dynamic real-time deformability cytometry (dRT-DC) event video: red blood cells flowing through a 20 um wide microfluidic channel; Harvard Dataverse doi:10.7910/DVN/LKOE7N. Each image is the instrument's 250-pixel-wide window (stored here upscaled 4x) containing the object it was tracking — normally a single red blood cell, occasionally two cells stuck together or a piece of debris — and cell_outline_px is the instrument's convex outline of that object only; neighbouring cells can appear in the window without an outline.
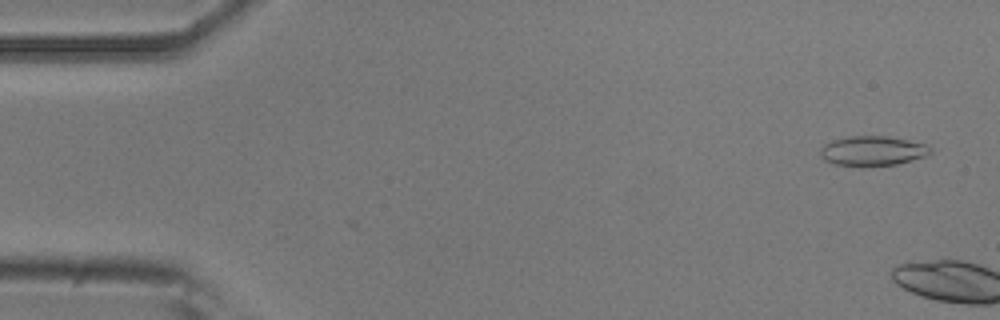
{"species": "common noctule bat (a hibernating species)", "species_latin": "Nyctalus noctula", "temperature_condition": "room temperature", "stored_images_in_passage": 6, "camera_frame_rate_fps": 3000, "um_per_image_px": 0.085, "animal": {"sex": "male", "body_mass_g": 20.5, "forearm_length_mm": 52.5}, "frame": {"image": 1, "passage_image": 3, "time_ms": 0.667, "image_size_px": [1000, 320], "cell_outline_px": [[932, 152], [924, 156], [896, 164], [864, 168], [836, 164], [824, 160], [820, 156], [820, 148], [824, 144], [832, 140], [848, 136], [888, 136], [908, 140], [924, 144], [932, 148]], "centroid_in_image_um": [74.12, 12.84], "position_along_channel_um": 10.9, "area_um2": 19.36}}